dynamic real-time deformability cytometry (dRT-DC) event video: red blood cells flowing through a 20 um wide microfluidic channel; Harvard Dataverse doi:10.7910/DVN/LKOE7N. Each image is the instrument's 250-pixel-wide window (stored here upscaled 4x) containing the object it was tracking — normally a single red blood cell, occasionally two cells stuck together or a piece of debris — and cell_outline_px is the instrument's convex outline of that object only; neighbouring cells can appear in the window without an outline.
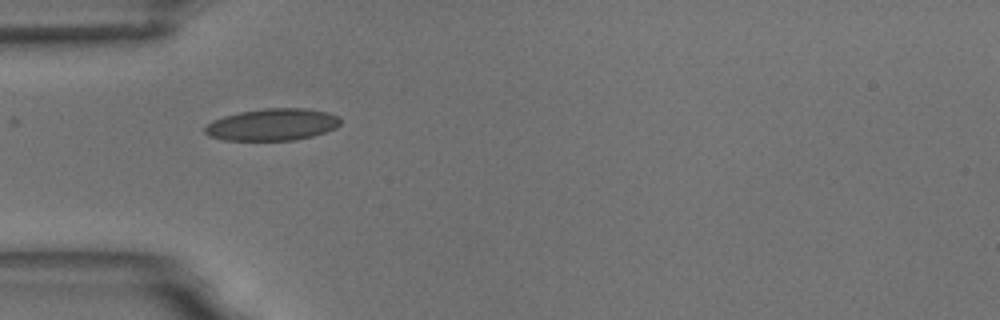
{"species": "common noctule bat (a hibernating species)", "species_latin": "Nyctalus noctula", "temperature_condition": "room temperature", "stored_images_in_passage": 22, "camera_frame_rate_fps": 3000, "um_per_image_px": 0.085, "animal": {"sex": "male", "body_mass_g": 18.8}, "frame": {"image": 1, "passage_image": 1, "time_ms": 0.0, "image_size_px": [1000, 320], "cell_outline_px": [[340, 124], [336, 128], [312, 136], [292, 140], [224, 140], [208, 136], [204, 132], [204, 128], [212, 120], [224, 116], [240, 112], [264, 108], [308, 108], [328, 112], [340, 116]], "centroid_in_image_um": [23.15, 10.58], "position_along_channel_um": 61.8, "area_um2": 25.32}}
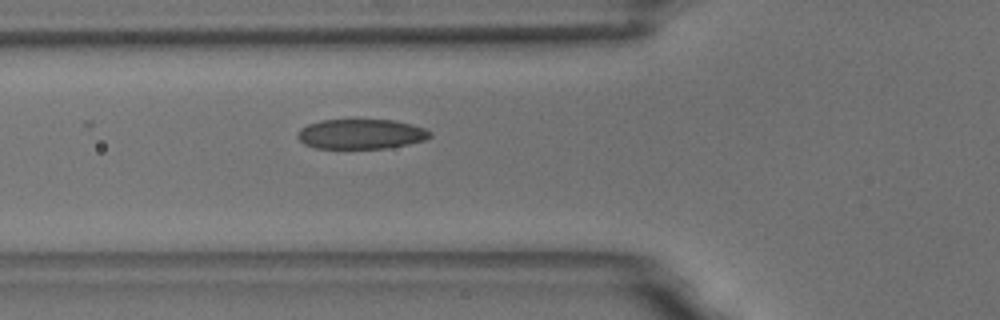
{"frame": {"image": 2, "passage_image": 4, "time_ms": 1.0, "image_size_px": [1000, 320], "cell_outline_px": [[432, 136], [424, 140], [408, 144], [384, 148], [316, 148], [304, 144], [296, 136], [300, 128], [308, 124], [320, 120], [392, 120], [412, 124], [424, 128], [432, 132]], "centroid_in_image_um": [30.68, 11.39], "position_along_channel_um": 95.1, "area_um2": 23.0}}